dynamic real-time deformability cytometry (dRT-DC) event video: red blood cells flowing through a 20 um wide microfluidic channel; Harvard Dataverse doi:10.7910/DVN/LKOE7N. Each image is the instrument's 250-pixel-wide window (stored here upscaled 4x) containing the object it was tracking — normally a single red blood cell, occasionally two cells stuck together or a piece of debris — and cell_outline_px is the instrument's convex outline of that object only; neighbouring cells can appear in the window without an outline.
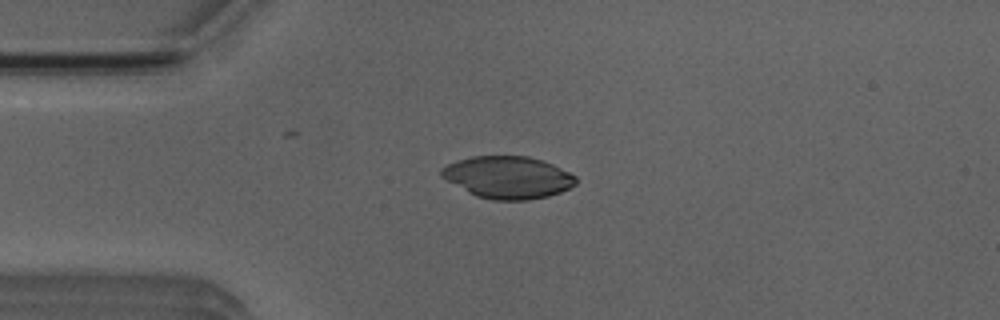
{"species": "Egyptian fruit bat (a non-hibernating species)", "species_latin": "Rousettus aegyptiacus", "temperature_condition": "room temperature", "stored_images_in_passage": 5, "camera_frame_rate_fps": 3000, "um_per_image_px": 0.085, "animal": {"sex": "male"}, "frame": {"image": 1, "passage_image": 3, "time_ms": 2.0, "image_size_px": [1000, 320], "cell_outline_px": [[576, 184], [560, 192], [548, 196], [528, 200], [492, 200], [476, 196], [468, 192], [440, 176], [440, 168], [456, 160], [472, 156], [528, 156], [552, 164], [576, 176]], "centroid_in_image_um": [43.14, 15.07], "position_along_channel_um": 41.9, "area_um2": 32.95}}